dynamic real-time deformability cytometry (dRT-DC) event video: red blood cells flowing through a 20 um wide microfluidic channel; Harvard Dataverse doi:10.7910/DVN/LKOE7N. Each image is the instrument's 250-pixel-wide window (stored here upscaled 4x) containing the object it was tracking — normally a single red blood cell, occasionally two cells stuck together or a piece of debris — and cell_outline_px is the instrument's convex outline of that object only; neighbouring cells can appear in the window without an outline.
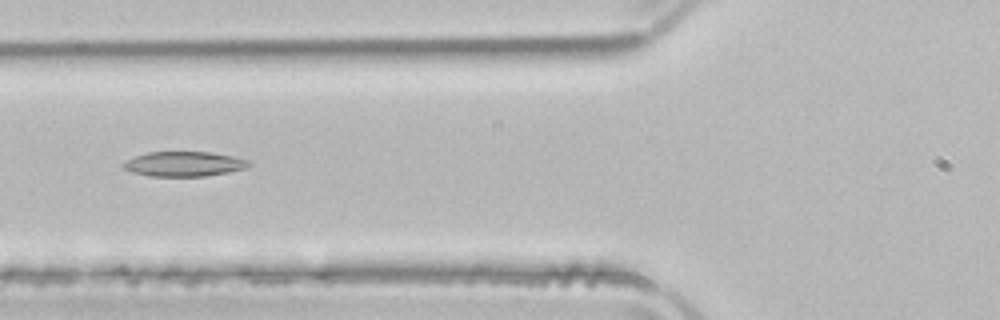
{"species": "common noctule bat (a hibernating species)", "species_latin": "Nyctalus noctula", "temperature_condition": "room temperature", "stored_images_in_passage": 5, "camera_frame_rate_fps": 3000, "um_per_image_px": 0.085, "animal": {"sex": "male", "body_mass_g": 21.5, "forearm_length_mm": 52.0}, "frame": {"image": 1, "passage_image": 5, "time_ms": 1.333, "image_size_px": [1000, 320], "cell_outline_px": [[252, 164], [244, 168], [228, 172], [208, 176], [148, 176], [132, 172], [124, 168], [120, 164], [136, 156], [148, 152], [212, 152], [232, 156], [248, 160]], "centroid_in_image_um": [15.64, 13.94], "position_along_channel_um": 110.2, "area_um2": 18.09}}